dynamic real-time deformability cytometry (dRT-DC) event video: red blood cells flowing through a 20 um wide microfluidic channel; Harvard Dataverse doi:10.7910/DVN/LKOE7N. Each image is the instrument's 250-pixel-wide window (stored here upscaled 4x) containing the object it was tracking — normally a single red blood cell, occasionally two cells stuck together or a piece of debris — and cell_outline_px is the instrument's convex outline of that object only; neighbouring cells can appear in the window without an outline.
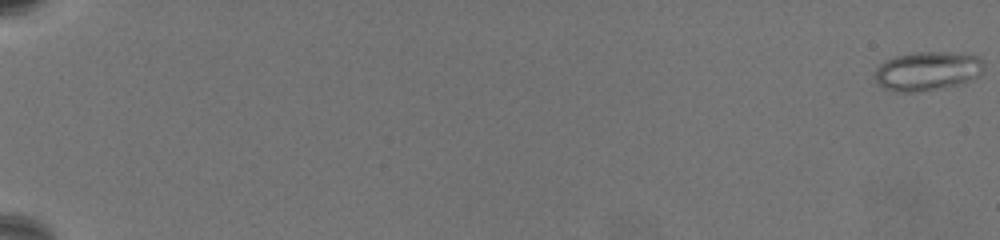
{"species": "common noctule bat (a hibernating species)", "species_latin": "Nyctalus noctula", "temperature_condition": "warm", "stored_images_in_passage": 69, "camera_frame_rate_fps": 3000, "um_per_image_px": 0.085, "animal": {"sex": "female", "body_mass_g": 19.5, "forearm_length_mm": 54.1}, "frame": {"image": 1, "passage_image": 1, "time_ms": 0.0, "image_size_px": [1000, 240], "cell_outline_px": [[984, 64], [980, 76], [964, 84], [916, 92], [896, 92], [884, 88], [872, 76], [876, 68], [884, 60], [896, 56], [916, 52], [948, 52], [976, 56]], "centroid_in_image_um": [78.81, 6.05], "position_along_channel_um": 6.2, "area_um2": 24.97}}
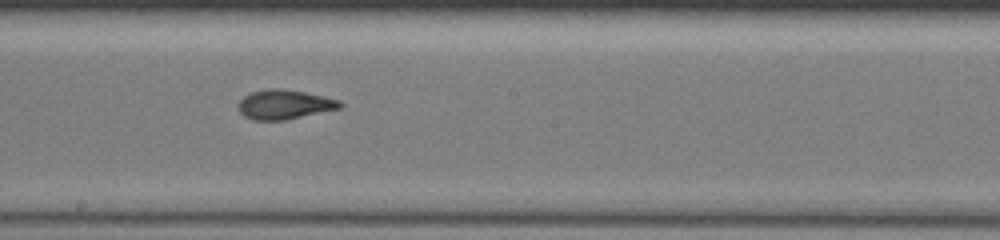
{"frame": {"image": 2, "passage_image": 43, "time_ms": 14.0, "image_size_px": [1000, 240], "cell_outline_px": [[344, 104], [340, 108], [284, 120], [252, 120], [244, 116], [240, 112], [240, 100], [244, 96], [252, 92], [268, 88], [280, 88], [304, 92], [324, 96], [340, 100]], "centroid_in_image_um": [24.19, 8.87], "position_along_channel_um": 224.0, "area_um2": 17.28}}
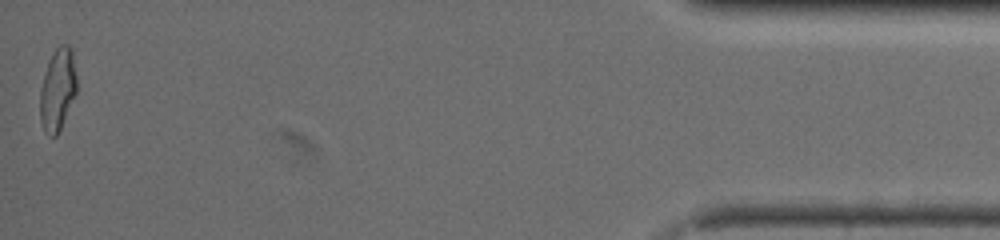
{"frame": {"image": 3, "passage_image": 69, "time_ms": 22.667, "image_size_px": [1000, 240], "cell_outline_px": [[76, 92], [60, 128], [56, 136], [52, 136], [44, 132], [40, 120], [40, 88], [48, 60], [56, 48], [60, 44], [68, 44], [72, 48], [76, 76]], "centroid_in_image_um": [4.88, 7.57], "position_along_channel_um": 430.3, "area_um2": 17.46}, "authors_computed_cell_mechanics": {"area_um2": 17.7446, "velocity_mm_per_s": 3.2621, "shape_relaxation_time_tau1_ms": 6.722, "shape_relaxation_time_tau2_ms": 1.4349, "deformation_change_tau1": 0.2206, "deformation_change_tau2": 0.0806}}